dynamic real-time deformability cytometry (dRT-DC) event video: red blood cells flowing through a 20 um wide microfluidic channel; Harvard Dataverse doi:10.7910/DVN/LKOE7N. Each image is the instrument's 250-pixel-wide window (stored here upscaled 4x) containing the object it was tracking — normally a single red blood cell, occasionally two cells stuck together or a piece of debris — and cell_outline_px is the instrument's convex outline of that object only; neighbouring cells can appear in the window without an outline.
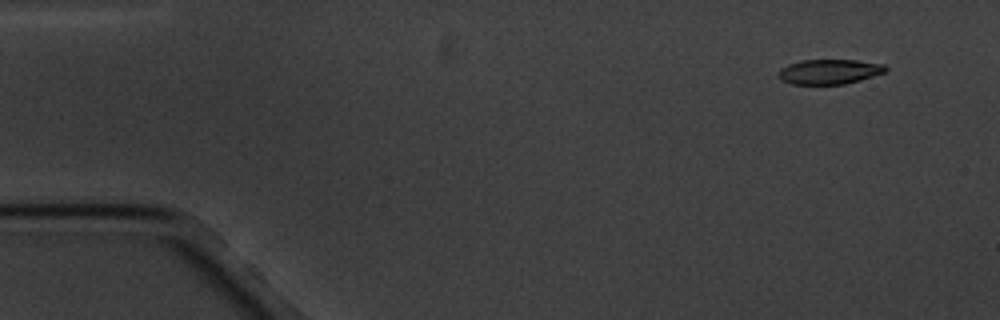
{"species": "common noctule bat (a hibernating species)", "species_latin": "Nyctalus noctula", "temperature_condition": "cold", "stored_images_in_passage": 5, "camera_frame_rate_fps": 3000, "um_per_image_px": 0.085, "animal": {"sex": "male", "body_mass_g": 20.1, "forearm_length_mm": 53.5}, "frame": {"image": 1, "passage_image": 1, "time_ms": 0.0, "image_size_px": [1000, 320], "cell_outline_px": [[888, 68], [884, 72], [860, 80], [844, 84], [792, 84], [784, 80], [780, 76], [780, 68], [788, 64], [800, 60], [856, 60], [884, 64]], "centroid_in_image_um": [70.52, 6.08], "position_along_channel_um": 14.5, "area_um2": 15.32}}
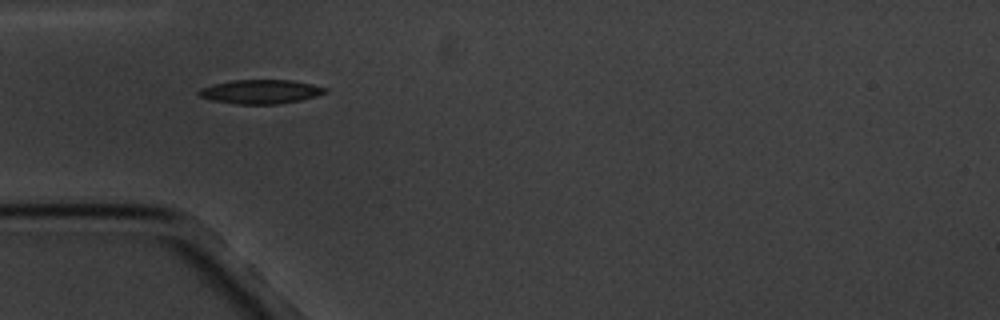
{"frame": {"image": 2, "passage_image": 4, "time_ms": 4.333, "image_size_px": [1000, 320], "cell_outline_px": [[328, 92], [316, 96], [300, 100], [276, 104], [236, 104], [212, 100], [200, 96], [196, 92], [200, 88], [232, 80], [292, 80], [312, 84], [328, 88]], "centroid_in_image_um": [22.17, 7.79], "position_along_channel_um": 62.8, "area_um2": 17.63}}
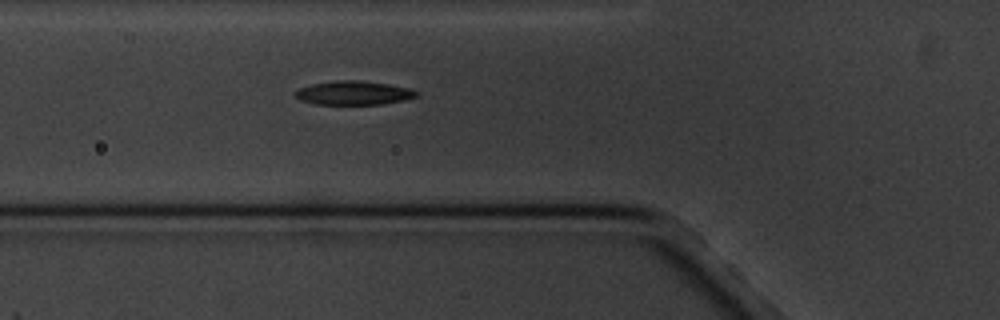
{"frame": {"image": 3, "passage_image": 5, "time_ms": 5.333, "image_size_px": [1000, 320], "cell_outline_px": [[420, 96], [404, 100], [380, 104], [316, 104], [300, 100], [292, 96], [292, 92], [300, 88], [312, 84], [336, 80], [356, 80], [388, 84], [408, 88], [420, 92]], "centroid_in_image_um": [30.03, 7.9], "position_along_channel_um": 95.8, "area_um2": 16.94}}